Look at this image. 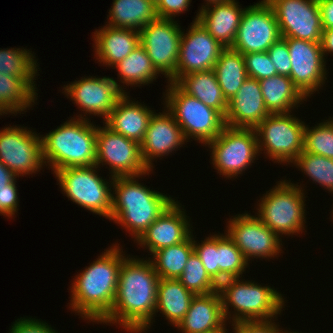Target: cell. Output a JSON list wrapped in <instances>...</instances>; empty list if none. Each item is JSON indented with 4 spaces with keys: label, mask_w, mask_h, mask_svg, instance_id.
I'll use <instances>...</instances> for the list:
<instances>
[{
    "label": "cell",
    "mask_w": 333,
    "mask_h": 333,
    "mask_svg": "<svg viewBox=\"0 0 333 333\" xmlns=\"http://www.w3.org/2000/svg\"><path fill=\"white\" fill-rule=\"evenodd\" d=\"M267 52L276 68L277 74L290 77L292 66L286 40L281 37L269 47Z\"/></svg>",
    "instance_id": "cell-42"
},
{
    "label": "cell",
    "mask_w": 333,
    "mask_h": 333,
    "mask_svg": "<svg viewBox=\"0 0 333 333\" xmlns=\"http://www.w3.org/2000/svg\"><path fill=\"white\" fill-rule=\"evenodd\" d=\"M269 115L259 80L248 77L235 96L228 101L225 125L254 129Z\"/></svg>",
    "instance_id": "cell-22"
},
{
    "label": "cell",
    "mask_w": 333,
    "mask_h": 333,
    "mask_svg": "<svg viewBox=\"0 0 333 333\" xmlns=\"http://www.w3.org/2000/svg\"><path fill=\"white\" fill-rule=\"evenodd\" d=\"M206 239V240H205ZM201 244L193 240V251L202 261L209 276L219 285V265L217 258V234L205 238Z\"/></svg>",
    "instance_id": "cell-40"
},
{
    "label": "cell",
    "mask_w": 333,
    "mask_h": 333,
    "mask_svg": "<svg viewBox=\"0 0 333 333\" xmlns=\"http://www.w3.org/2000/svg\"><path fill=\"white\" fill-rule=\"evenodd\" d=\"M37 93L34 92L21 78L0 74V112H23L35 103Z\"/></svg>",
    "instance_id": "cell-34"
},
{
    "label": "cell",
    "mask_w": 333,
    "mask_h": 333,
    "mask_svg": "<svg viewBox=\"0 0 333 333\" xmlns=\"http://www.w3.org/2000/svg\"><path fill=\"white\" fill-rule=\"evenodd\" d=\"M290 114H270L254 128L259 151L264 149L272 161L283 164L292 163L303 152L305 123Z\"/></svg>",
    "instance_id": "cell-9"
},
{
    "label": "cell",
    "mask_w": 333,
    "mask_h": 333,
    "mask_svg": "<svg viewBox=\"0 0 333 333\" xmlns=\"http://www.w3.org/2000/svg\"><path fill=\"white\" fill-rule=\"evenodd\" d=\"M321 48L324 57L325 53L326 54L333 53V29L323 30L322 39H321Z\"/></svg>",
    "instance_id": "cell-48"
},
{
    "label": "cell",
    "mask_w": 333,
    "mask_h": 333,
    "mask_svg": "<svg viewBox=\"0 0 333 333\" xmlns=\"http://www.w3.org/2000/svg\"><path fill=\"white\" fill-rule=\"evenodd\" d=\"M227 278L218 285L225 319L231 318L229 306L234 307L232 323L270 321L280 314L284 299L277 290L254 281ZM230 315V316H229ZM229 316V317H228Z\"/></svg>",
    "instance_id": "cell-5"
},
{
    "label": "cell",
    "mask_w": 333,
    "mask_h": 333,
    "mask_svg": "<svg viewBox=\"0 0 333 333\" xmlns=\"http://www.w3.org/2000/svg\"><path fill=\"white\" fill-rule=\"evenodd\" d=\"M30 50L9 48L0 50V74L21 78L34 92L37 61Z\"/></svg>",
    "instance_id": "cell-35"
},
{
    "label": "cell",
    "mask_w": 333,
    "mask_h": 333,
    "mask_svg": "<svg viewBox=\"0 0 333 333\" xmlns=\"http://www.w3.org/2000/svg\"><path fill=\"white\" fill-rule=\"evenodd\" d=\"M286 40L291 59V74L295 87L306 98L320 89L326 78L325 58L321 43L282 37Z\"/></svg>",
    "instance_id": "cell-18"
},
{
    "label": "cell",
    "mask_w": 333,
    "mask_h": 333,
    "mask_svg": "<svg viewBox=\"0 0 333 333\" xmlns=\"http://www.w3.org/2000/svg\"><path fill=\"white\" fill-rule=\"evenodd\" d=\"M168 84L166 108L181 127L185 139L191 137L205 145L214 140L226 126L225 117L183 92L174 82Z\"/></svg>",
    "instance_id": "cell-6"
},
{
    "label": "cell",
    "mask_w": 333,
    "mask_h": 333,
    "mask_svg": "<svg viewBox=\"0 0 333 333\" xmlns=\"http://www.w3.org/2000/svg\"><path fill=\"white\" fill-rule=\"evenodd\" d=\"M141 176L112 177L110 181L116 194L112 195L110 220L128 229L135 241L175 201L138 183L136 178Z\"/></svg>",
    "instance_id": "cell-3"
},
{
    "label": "cell",
    "mask_w": 333,
    "mask_h": 333,
    "mask_svg": "<svg viewBox=\"0 0 333 333\" xmlns=\"http://www.w3.org/2000/svg\"><path fill=\"white\" fill-rule=\"evenodd\" d=\"M113 67L118 69L120 81L131 86L149 84L159 74L141 44Z\"/></svg>",
    "instance_id": "cell-33"
},
{
    "label": "cell",
    "mask_w": 333,
    "mask_h": 333,
    "mask_svg": "<svg viewBox=\"0 0 333 333\" xmlns=\"http://www.w3.org/2000/svg\"><path fill=\"white\" fill-rule=\"evenodd\" d=\"M193 239V235H190L182 243L157 250L152 254L151 262L159 278L178 279L182 275L189 256L194 252Z\"/></svg>",
    "instance_id": "cell-32"
},
{
    "label": "cell",
    "mask_w": 333,
    "mask_h": 333,
    "mask_svg": "<svg viewBox=\"0 0 333 333\" xmlns=\"http://www.w3.org/2000/svg\"><path fill=\"white\" fill-rule=\"evenodd\" d=\"M282 37L321 43L322 22L317 0H267Z\"/></svg>",
    "instance_id": "cell-15"
},
{
    "label": "cell",
    "mask_w": 333,
    "mask_h": 333,
    "mask_svg": "<svg viewBox=\"0 0 333 333\" xmlns=\"http://www.w3.org/2000/svg\"><path fill=\"white\" fill-rule=\"evenodd\" d=\"M272 321L274 320L235 323L232 324L234 326L233 333H291L283 332Z\"/></svg>",
    "instance_id": "cell-44"
},
{
    "label": "cell",
    "mask_w": 333,
    "mask_h": 333,
    "mask_svg": "<svg viewBox=\"0 0 333 333\" xmlns=\"http://www.w3.org/2000/svg\"><path fill=\"white\" fill-rule=\"evenodd\" d=\"M174 201L136 241L148 248L151 254L157 250L185 241L191 235L190 222L184 209Z\"/></svg>",
    "instance_id": "cell-20"
},
{
    "label": "cell",
    "mask_w": 333,
    "mask_h": 333,
    "mask_svg": "<svg viewBox=\"0 0 333 333\" xmlns=\"http://www.w3.org/2000/svg\"><path fill=\"white\" fill-rule=\"evenodd\" d=\"M297 184L280 181L259 203L258 218L278 236L305 229L304 193Z\"/></svg>",
    "instance_id": "cell-7"
},
{
    "label": "cell",
    "mask_w": 333,
    "mask_h": 333,
    "mask_svg": "<svg viewBox=\"0 0 333 333\" xmlns=\"http://www.w3.org/2000/svg\"><path fill=\"white\" fill-rule=\"evenodd\" d=\"M96 147V165H109L111 177L144 176L151 171L143 160L140 144L107 125L97 126Z\"/></svg>",
    "instance_id": "cell-11"
},
{
    "label": "cell",
    "mask_w": 333,
    "mask_h": 333,
    "mask_svg": "<svg viewBox=\"0 0 333 333\" xmlns=\"http://www.w3.org/2000/svg\"><path fill=\"white\" fill-rule=\"evenodd\" d=\"M121 250L114 244L75 277L70 307L83 318L100 323L111 312L125 259Z\"/></svg>",
    "instance_id": "cell-2"
},
{
    "label": "cell",
    "mask_w": 333,
    "mask_h": 333,
    "mask_svg": "<svg viewBox=\"0 0 333 333\" xmlns=\"http://www.w3.org/2000/svg\"><path fill=\"white\" fill-rule=\"evenodd\" d=\"M97 165L68 167L53 174L70 200L87 210L110 219L112 193L109 182L97 175ZM108 184V185H107Z\"/></svg>",
    "instance_id": "cell-8"
},
{
    "label": "cell",
    "mask_w": 333,
    "mask_h": 333,
    "mask_svg": "<svg viewBox=\"0 0 333 333\" xmlns=\"http://www.w3.org/2000/svg\"><path fill=\"white\" fill-rule=\"evenodd\" d=\"M197 18L198 14L186 34L182 31L175 82L186 74L213 70L225 48L208 33Z\"/></svg>",
    "instance_id": "cell-16"
},
{
    "label": "cell",
    "mask_w": 333,
    "mask_h": 333,
    "mask_svg": "<svg viewBox=\"0 0 333 333\" xmlns=\"http://www.w3.org/2000/svg\"><path fill=\"white\" fill-rule=\"evenodd\" d=\"M77 117L41 137L44 162L54 172L62 168L96 165L97 127L82 114Z\"/></svg>",
    "instance_id": "cell-4"
},
{
    "label": "cell",
    "mask_w": 333,
    "mask_h": 333,
    "mask_svg": "<svg viewBox=\"0 0 333 333\" xmlns=\"http://www.w3.org/2000/svg\"><path fill=\"white\" fill-rule=\"evenodd\" d=\"M323 30L333 29V0H317Z\"/></svg>",
    "instance_id": "cell-47"
},
{
    "label": "cell",
    "mask_w": 333,
    "mask_h": 333,
    "mask_svg": "<svg viewBox=\"0 0 333 333\" xmlns=\"http://www.w3.org/2000/svg\"><path fill=\"white\" fill-rule=\"evenodd\" d=\"M99 30V31H98ZM94 32L95 54L103 65L114 66L126 58L139 44V31L114 28L106 24Z\"/></svg>",
    "instance_id": "cell-26"
},
{
    "label": "cell",
    "mask_w": 333,
    "mask_h": 333,
    "mask_svg": "<svg viewBox=\"0 0 333 333\" xmlns=\"http://www.w3.org/2000/svg\"><path fill=\"white\" fill-rule=\"evenodd\" d=\"M303 151L333 159V118L304 128Z\"/></svg>",
    "instance_id": "cell-39"
},
{
    "label": "cell",
    "mask_w": 333,
    "mask_h": 333,
    "mask_svg": "<svg viewBox=\"0 0 333 333\" xmlns=\"http://www.w3.org/2000/svg\"><path fill=\"white\" fill-rule=\"evenodd\" d=\"M191 0H159L156 4V14L161 19H172L173 16L188 10Z\"/></svg>",
    "instance_id": "cell-46"
},
{
    "label": "cell",
    "mask_w": 333,
    "mask_h": 333,
    "mask_svg": "<svg viewBox=\"0 0 333 333\" xmlns=\"http://www.w3.org/2000/svg\"><path fill=\"white\" fill-rule=\"evenodd\" d=\"M226 323L218 291L205 295H195L189 310L176 326L182 333H206Z\"/></svg>",
    "instance_id": "cell-24"
},
{
    "label": "cell",
    "mask_w": 333,
    "mask_h": 333,
    "mask_svg": "<svg viewBox=\"0 0 333 333\" xmlns=\"http://www.w3.org/2000/svg\"><path fill=\"white\" fill-rule=\"evenodd\" d=\"M46 324L33 318H20L12 325L9 333H58Z\"/></svg>",
    "instance_id": "cell-45"
},
{
    "label": "cell",
    "mask_w": 333,
    "mask_h": 333,
    "mask_svg": "<svg viewBox=\"0 0 333 333\" xmlns=\"http://www.w3.org/2000/svg\"><path fill=\"white\" fill-rule=\"evenodd\" d=\"M217 258L219 265V284L227 278L242 277L248 262L234 241L226 235L217 234ZM241 275V276H240Z\"/></svg>",
    "instance_id": "cell-36"
},
{
    "label": "cell",
    "mask_w": 333,
    "mask_h": 333,
    "mask_svg": "<svg viewBox=\"0 0 333 333\" xmlns=\"http://www.w3.org/2000/svg\"><path fill=\"white\" fill-rule=\"evenodd\" d=\"M175 84L186 94L226 116L228 101L222 93L214 70L186 74L181 76Z\"/></svg>",
    "instance_id": "cell-27"
},
{
    "label": "cell",
    "mask_w": 333,
    "mask_h": 333,
    "mask_svg": "<svg viewBox=\"0 0 333 333\" xmlns=\"http://www.w3.org/2000/svg\"><path fill=\"white\" fill-rule=\"evenodd\" d=\"M213 70L227 101L235 96L248 78L244 56L230 47L221 51Z\"/></svg>",
    "instance_id": "cell-31"
},
{
    "label": "cell",
    "mask_w": 333,
    "mask_h": 333,
    "mask_svg": "<svg viewBox=\"0 0 333 333\" xmlns=\"http://www.w3.org/2000/svg\"><path fill=\"white\" fill-rule=\"evenodd\" d=\"M108 26L140 31L155 21L156 5L150 0H113Z\"/></svg>",
    "instance_id": "cell-28"
},
{
    "label": "cell",
    "mask_w": 333,
    "mask_h": 333,
    "mask_svg": "<svg viewBox=\"0 0 333 333\" xmlns=\"http://www.w3.org/2000/svg\"><path fill=\"white\" fill-rule=\"evenodd\" d=\"M264 104L270 114L290 113L300 102L306 101L288 76L275 75L259 80Z\"/></svg>",
    "instance_id": "cell-29"
},
{
    "label": "cell",
    "mask_w": 333,
    "mask_h": 333,
    "mask_svg": "<svg viewBox=\"0 0 333 333\" xmlns=\"http://www.w3.org/2000/svg\"><path fill=\"white\" fill-rule=\"evenodd\" d=\"M178 280L194 295H205L218 291V284L209 276L195 252L189 256Z\"/></svg>",
    "instance_id": "cell-37"
},
{
    "label": "cell",
    "mask_w": 333,
    "mask_h": 333,
    "mask_svg": "<svg viewBox=\"0 0 333 333\" xmlns=\"http://www.w3.org/2000/svg\"><path fill=\"white\" fill-rule=\"evenodd\" d=\"M195 295L188 291L178 279L160 278L157 285L156 312H162L168 322L177 326L189 310Z\"/></svg>",
    "instance_id": "cell-30"
},
{
    "label": "cell",
    "mask_w": 333,
    "mask_h": 333,
    "mask_svg": "<svg viewBox=\"0 0 333 333\" xmlns=\"http://www.w3.org/2000/svg\"><path fill=\"white\" fill-rule=\"evenodd\" d=\"M159 279L150 258L126 257L119 270L112 310L100 323H118L131 333L147 331L155 315Z\"/></svg>",
    "instance_id": "cell-1"
},
{
    "label": "cell",
    "mask_w": 333,
    "mask_h": 333,
    "mask_svg": "<svg viewBox=\"0 0 333 333\" xmlns=\"http://www.w3.org/2000/svg\"><path fill=\"white\" fill-rule=\"evenodd\" d=\"M65 89V90H64ZM64 93L88 114L99 115L106 120L114 109L117 101L124 95L123 88L116 80L109 77L82 78L71 84L64 85ZM67 93V94H66Z\"/></svg>",
    "instance_id": "cell-19"
},
{
    "label": "cell",
    "mask_w": 333,
    "mask_h": 333,
    "mask_svg": "<svg viewBox=\"0 0 333 333\" xmlns=\"http://www.w3.org/2000/svg\"><path fill=\"white\" fill-rule=\"evenodd\" d=\"M128 97L124 94L117 101L109 117L103 121L116 133L140 144L154 112L144 104L130 102Z\"/></svg>",
    "instance_id": "cell-25"
},
{
    "label": "cell",
    "mask_w": 333,
    "mask_h": 333,
    "mask_svg": "<svg viewBox=\"0 0 333 333\" xmlns=\"http://www.w3.org/2000/svg\"><path fill=\"white\" fill-rule=\"evenodd\" d=\"M16 176L3 164L0 162V190L8 188V184Z\"/></svg>",
    "instance_id": "cell-49"
},
{
    "label": "cell",
    "mask_w": 333,
    "mask_h": 333,
    "mask_svg": "<svg viewBox=\"0 0 333 333\" xmlns=\"http://www.w3.org/2000/svg\"><path fill=\"white\" fill-rule=\"evenodd\" d=\"M0 162L16 177L38 172L45 165L41 136L23 127L3 128L0 130Z\"/></svg>",
    "instance_id": "cell-14"
},
{
    "label": "cell",
    "mask_w": 333,
    "mask_h": 333,
    "mask_svg": "<svg viewBox=\"0 0 333 333\" xmlns=\"http://www.w3.org/2000/svg\"><path fill=\"white\" fill-rule=\"evenodd\" d=\"M248 77L261 80L278 75L268 52L244 54Z\"/></svg>",
    "instance_id": "cell-41"
},
{
    "label": "cell",
    "mask_w": 333,
    "mask_h": 333,
    "mask_svg": "<svg viewBox=\"0 0 333 333\" xmlns=\"http://www.w3.org/2000/svg\"><path fill=\"white\" fill-rule=\"evenodd\" d=\"M292 163L333 193V159L303 151Z\"/></svg>",
    "instance_id": "cell-38"
},
{
    "label": "cell",
    "mask_w": 333,
    "mask_h": 333,
    "mask_svg": "<svg viewBox=\"0 0 333 333\" xmlns=\"http://www.w3.org/2000/svg\"><path fill=\"white\" fill-rule=\"evenodd\" d=\"M244 10L237 1L230 0L201 8L197 20L209 34L227 48L233 45Z\"/></svg>",
    "instance_id": "cell-23"
},
{
    "label": "cell",
    "mask_w": 333,
    "mask_h": 333,
    "mask_svg": "<svg viewBox=\"0 0 333 333\" xmlns=\"http://www.w3.org/2000/svg\"><path fill=\"white\" fill-rule=\"evenodd\" d=\"M172 19L157 18L140 33V44L144 47L153 67L175 83V72L179 57L182 30Z\"/></svg>",
    "instance_id": "cell-13"
},
{
    "label": "cell",
    "mask_w": 333,
    "mask_h": 333,
    "mask_svg": "<svg viewBox=\"0 0 333 333\" xmlns=\"http://www.w3.org/2000/svg\"><path fill=\"white\" fill-rule=\"evenodd\" d=\"M150 1H152L156 5L159 0H150Z\"/></svg>",
    "instance_id": "cell-52"
},
{
    "label": "cell",
    "mask_w": 333,
    "mask_h": 333,
    "mask_svg": "<svg viewBox=\"0 0 333 333\" xmlns=\"http://www.w3.org/2000/svg\"><path fill=\"white\" fill-rule=\"evenodd\" d=\"M225 325H226V324L222 325L221 327H219V328H217V329H215V330H213V331L206 332V333H227V332H226L227 329H225Z\"/></svg>",
    "instance_id": "cell-51"
},
{
    "label": "cell",
    "mask_w": 333,
    "mask_h": 333,
    "mask_svg": "<svg viewBox=\"0 0 333 333\" xmlns=\"http://www.w3.org/2000/svg\"><path fill=\"white\" fill-rule=\"evenodd\" d=\"M207 3H206V5L204 6H202V8H204V7H208V6H210V5H213V4H218V3H224V2H227V1H230V0H205Z\"/></svg>",
    "instance_id": "cell-50"
},
{
    "label": "cell",
    "mask_w": 333,
    "mask_h": 333,
    "mask_svg": "<svg viewBox=\"0 0 333 333\" xmlns=\"http://www.w3.org/2000/svg\"><path fill=\"white\" fill-rule=\"evenodd\" d=\"M214 168L225 178L242 174L261 153L255 129L225 126L208 144ZM222 173V174H221Z\"/></svg>",
    "instance_id": "cell-10"
},
{
    "label": "cell",
    "mask_w": 333,
    "mask_h": 333,
    "mask_svg": "<svg viewBox=\"0 0 333 333\" xmlns=\"http://www.w3.org/2000/svg\"><path fill=\"white\" fill-rule=\"evenodd\" d=\"M279 25L267 0L245 8L233 45L242 55L268 51L281 38Z\"/></svg>",
    "instance_id": "cell-12"
},
{
    "label": "cell",
    "mask_w": 333,
    "mask_h": 333,
    "mask_svg": "<svg viewBox=\"0 0 333 333\" xmlns=\"http://www.w3.org/2000/svg\"><path fill=\"white\" fill-rule=\"evenodd\" d=\"M166 112L152 115L144 139L140 143L143 160L150 170L154 158L166 154L168 156L175 148L178 149L186 142L181 127L173 116Z\"/></svg>",
    "instance_id": "cell-21"
},
{
    "label": "cell",
    "mask_w": 333,
    "mask_h": 333,
    "mask_svg": "<svg viewBox=\"0 0 333 333\" xmlns=\"http://www.w3.org/2000/svg\"><path fill=\"white\" fill-rule=\"evenodd\" d=\"M228 222L226 232L247 262L253 257L271 259L281 253V238L258 217L245 213L235 215Z\"/></svg>",
    "instance_id": "cell-17"
},
{
    "label": "cell",
    "mask_w": 333,
    "mask_h": 333,
    "mask_svg": "<svg viewBox=\"0 0 333 333\" xmlns=\"http://www.w3.org/2000/svg\"><path fill=\"white\" fill-rule=\"evenodd\" d=\"M15 177L9 184L8 188L0 190V213L7 217H13L18 211V195ZM17 210V211H16Z\"/></svg>",
    "instance_id": "cell-43"
}]
</instances>
